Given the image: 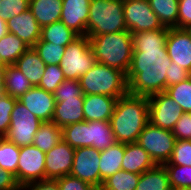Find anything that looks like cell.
<instances>
[{"instance_id": "obj_18", "label": "cell", "mask_w": 191, "mask_h": 190, "mask_svg": "<svg viewBox=\"0 0 191 190\" xmlns=\"http://www.w3.org/2000/svg\"><path fill=\"white\" fill-rule=\"evenodd\" d=\"M116 100L106 95H84V121H110Z\"/></svg>"}, {"instance_id": "obj_17", "label": "cell", "mask_w": 191, "mask_h": 190, "mask_svg": "<svg viewBox=\"0 0 191 190\" xmlns=\"http://www.w3.org/2000/svg\"><path fill=\"white\" fill-rule=\"evenodd\" d=\"M9 33L15 34L22 39L29 47H33L40 39L41 26L31 11H27L14 16L6 22Z\"/></svg>"}, {"instance_id": "obj_33", "label": "cell", "mask_w": 191, "mask_h": 190, "mask_svg": "<svg viewBox=\"0 0 191 190\" xmlns=\"http://www.w3.org/2000/svg\"><path fill=\"white\" fill-rule=\"evenodd\" d=\"M19 153L20 147L4 138L0 142V168L15 175L20 157Z\"/></svg>"}, {"instance_id": "obj_29", "label": "cell", "mask_w": 191, "mask_h": 190, "mask_svg": "<svg viewBox=\"0 0 191 190\" xmlns=\"http://www.w3.org/2000/svg\"><path fill=\"white\" fill-rule=\"evenodd\" d=\"M78 35L69 29L61 20L41 28L40 40L60 46H67Z\"/></svg>"}, {"instance_id": "obj_36", "label": "cell", "mask_w": 191, "mask_h": 190, "mask_svg": "<svg viewBox=\"0 0 191 190\" xmlns=\"http://www.w3.org/2000/svg\"><path fill=\"white\" fill-rule=\"evenodd\" d=\"M173 190L191 188V166L163 165Z\"/></svg>"}, {"instance_id": "obj_5", "label": "cell", "mask_w": 191, "mask_h": 190, "mask_svg": "<svg viewBox=\"0 0 191 190\" xmlns=\"http://www.w3.org/2000/svg\"><path fill=\"white\" fill-rule=\"evenodd\" d=\"M123 2L124 0H91L86 36L127 31Z\"/></svg>"}, {"instance_id": "obj_37", "label": "cell", "mask_w": 191, "mask_h": 190, "mask_svg": "<svg viewBox=\"0 0 191 190\" xmlns=\"http://www.w3.org/2000/svg\"><path fill=\"white\" fill-rule=\"evenodd\" d=\"M60 65H46L45 71L38 87L54 93L56 88L65 80Z\"/></svg>"}, {"instance_id": "obj_15", "label": "cell", "mask_w": 191, "mask_h": 190, "mask_svg": "<svg viewBox=\"0 0 191 190\" xmlns=\"http://www.w3.org/2000/svg\"><path fill=\"white\" fill-rule=\"evenodd\" d=\"M18 101L40 121H52L55 109V98L53 93L45 91L38 86H33L23 94Z\"/></svg>"}, {"instance_id": "obj_12", "label": "cell", "mask_w": 191, "mask_h": 190, "mask_svg": "<svg viewBox=\"0 0 191 190\" xmlns=\"http://www.w3.org/2000/svg\"><path fill=\"white\" fill-rule=\"evenodd\" d=\"M149 122L154 126L172 131L183 114L180 106L165 92L148 97Z\"/></svg>"}, {"instance_id": "obj_21", "label": "cell", "mask_w": 191, "mask_h": 190, "mask_svg": "<svg viewBox=\"0 0 191 190\" xmlns=\"http://www.w3.org/2000/svg\"><path fill=\"white\" fill-rule=\"evenodd\" d=\"M14 65L31 82L33 86L39 85L46 65L33 47H29L16 60Z\"/></svg>"}, {"instance_id": "obj_4", "label": "cell", "mask_w": 191, "mask_h": 190, "mask_svg": "<svg viewBox=\"0 0 191 190\" xmlns=\"http://www.w3.org/2000/svg\"><path fill=\"white\" fill-rule=\"evenodd\" d=\"M84 95L120 98L128 93L126 74L102 63L96 64L79 79Z\"/></svg>"}, {"instance_id": "obj_40", "label": "cell", "mask_w": 191, "mask_h": 190, "mask_svg": "<svg viewBox=\"0 0 191 190\" xmlns=\"http://www.w3.org/2000/svg\"><path fill=\"white\" fill-rule=\"evenodd\" d=\"M55 101H63V98H84L80 82L78 80L65 79L53 93Z\"/></svg>"}, {"instance_id": "obj_11", "label": "cell", "mask_w": 191, "mask_h": 190, "mask_svg": "<svg viewBox=\"0 0 191 190\" xmlns=\"http://www.w3.org/2000/svg\"><path fill=\"white\" fill-rule=\"evenodd\" d=\"M100 152L93 147L76 148L70 175L100 189L103 184L99 170Z\"/></svg>"}, {"instance_id": "obj_44", "label": "cell", "mask_w": 191, "mask_h": 190, "mask_svg": "<svg viewBox=\"0 0 191 190\" xmlns=\"http://www.w3.org/2000/svg\"><path fill=\"white\" fill-rule=\"evenodd\" d=\"M167 69L168 75L166 77V88L182 81H186L191 77L190 72L186 71L183 67L177 65L175 62H172Z\"/></svg>"}, {"instance_id": "obj_13", "label": "cell", "mask_w": 191, "mask_h": 190, "mask_svg": "<svg viewBox=\"0 0 191 190\" xmlns=\"http://www.w3.org/2000/svg\"><path fill=\"white\" fill-rule=\"evenodd\" d=\"M167 54L172 62L191 73V32L186 28H169Z\"/></svg>"}, {"instance_id": "obj_2", "label": "cell", "mask_w": 191, "mask_h": 190, "mask_svg": "<svg viewBox=\"0 0 191 190\" xmlns=\"http://www.w3.org/2000/svg\"><path fill=\"white\" fill-rule=\"evenodd\" d=\"M148 122L149 100L147 96L127 93L116 100L110 124L117 142H137Z\"/></svg>"}, {"instance_id": "obj_23", "label": "cell", "mask_w": 191, "mask_h": 190, "mask_svg": "<svg viewBox=\"0 0 191 190\" xmlns=\"http://www.w3.org/2000/svg\"><path fill=\"white\" fill-rule=\"evenodd\" d=\"M125 153V143L116 142L100 152V178L102 181L122 170V161Z\"/></svg>"}, {"instance_id": "obj_30", "label": "cell", "mask_w": 191, "mask_h": 190, "mask_svg": "<svg viewBox=\"0 0 191 190\" xmlns=\"http://www.w3.org/2000/svg\"><path fill=\"white\" fill-rule=\"evenodd\" d=\"M29 48L22 39L13 33H7L0 39V56L6 65L15 64L16 60Z\"/></svg>"}, {"instance_id": "obj_26", "label": "cell", "mask_w": 191, "mask_h": 190, "mask_svg": "<svg viewBox=\"0 0 191 190\" xmlns=\"http://www.w3.org/2000/svg\"><path fill=\"white\" fill-rule=\"evenodd\" d=\"M32 87L33 85L31 82L14 64L7 65L5 69L4 93L10 95L13 98L19 99Z\"/></svg>"}, {"instance_id": "obj_51", "label": "cell", "mask_w": 191, "mask_h": 190, "mask_svg": "<svg viewBox=\"0 0 191 190\" xmlns=\"http://www.w3.org/2000/svg\"><path fill=\"white\" fill-rule=\"evenodd\" d=\"M0 64H5L2 59H1V56H0Z\"/></svg>"}, {"instance_id": "obj_49", "label": "cell", "mask_w": 191, "mask_h": 190, "mask_svg": "<svg viewBox=\"0 0 191 190\" xmlns=\"http://www.w3.org/2000/svg\"><path fill=\"white\" fill-rule=\"evenodd\" d=\"M8 28L6 22L0 18V39L8 33Z\"/></svg>"}, {"instance_id": "obj_8", "label": "cell", "mask_w": 191, "mask_h": 190, "mask_svg": "<svg viewBox=\"0 0 191 190\" xmlns=\"http://www.w3.org/2000/svg\"><path fill=\"white\" fill-rule=\"evenodd\" d=\"M41 123L42 121L17 100L11 112V123L4 138L18 147L33 145L35 134Z\"/></svg>"}, {"instance_id": "obj_50", "label": "cell", "mask_w": 191, "mask_h": 190, "mask_svg": "<svg viewBox=\"0 0 191 190\" xmlns=\"http://www.w3.org/2000/svg\"><path fill=\"white\" fill-rule=\"evenodd\" d=\"M4 139V135L0 133V142Z\"/></svg>"}, {"instance_id": "obj_34", "label": "cell", "mask_w": 191, "mask_h": 190, "mask_svg": "<svg viewBox=\"0 0 191 190\" xmlns=\"http://www.w3.org/2000/svg\"><path fill=\"white\" fill-rule=\"evenodd\" d=\"M165 93L180 106L183 112H191V77L167 87Z\"/></svg>"}, {"instance_id": "obj_19", "label": "cell", "mask_w": 191, "mask_h": 190, "mask_svg": "<svg viewBox=\"0 0 191 190\" xmlns=\"http://www.w3.org/2000/svg\"><path fill=\"white\" fill-rule=\"evenodd\" d=\"M84 98H63V101H55V109L52 121L59 127L84 121Z\"/></svg>"}, {"instance_id": "obj_6", "label": "cell", "mask_w": 191, "mask_h": 190, "mask_svg": "<svg viewBox=\"0 0 191 190\" xmlns=\"http://www.w3.org/2000/svg\"><path fill=\"white\" fill-rule=\"evenodd\" d=\"M96 58L90 48L89 38L78 36L66 46L60 67L64 77L70 80H78L88 72L95 64Z\"/></svg>"}, {"instance_id": "obj_32", "label": "cell", "mask_w": 191, "mask_h": 190, "mask_svg": "<svg viewBox=\"0 0 191 190\" xmlns=\"http://www.w3.org/2000/svg\"><path fill=\"white\" fill-rule=\"evenodd\" d=\"M140 179V175L119 170L103 181L100 190H135Z\"/></svg>"}, {"instance_id": "obj_52", "label": "cell", "mask_w": 191, "mask_h": 190, "mask_svg": "<svg viewBox=\"0 0 191 190\" xmlns=\"http://www.w3.org/2000/svg\"><path fill=\"white\" fill-rule=\"evenodd\" d=\"M180 190H191V188H183V189H180Z\"/></svg>"}, {"instance_id": "obj_10", "label": "cell", "mask_w": 191, "mask_h": 190, "mask_svg": "<svg viewBox=\"0 0 191 190\" xmlns=\"http://www.w3.org/2000/svg\"><path fill=\"white\" fill-rule=\"evenodd\" d=\"M17 173L14 175L20 187L45 179V152L34 145L20 147Z\"/></svg>"}, {"instance_id": "obj_39", "label": "cell", "mask_w": 191, "mask_h": 190, "mask_svg": "<svg viewBox=\"0 0 191 190\" xmlns=\"http://www.w3.org/2000/svg\"><path fill=\"white\" fill-rule=\"evenodd\" d=\"M30 0H2L0 3V18L5 22L29 9Z\"/></svg>"}, {"instance_id": "obj_46", "label": "cell", "mask_w": 191, "mask_h": 190, "mask_svg": "<svg viewBox=\"0 0 191 190\" xmlns=\"http://www.w3.org/2000/svg\"><path fill=\"white\" fill-rule=\"evenodd\" d=\"M21 190H59L56 179H44L28 183Z\"/></svg>"}, {"instance_id": "obj_27", "label": "cell", "mask_w": 191, "mask_h": 190, "mask_svg": "<svg viewBox=\"0 0 191 190\" xmlns=\"http://www.w3.org/2000/svg\"><path fill=\"white\" fill-rule=\"evenodd\" d=\"M62 140V128L53 121L42 122L35 134L33 145L43 152L50 151Z\"/></svg>"}, {"instance_id": "obj_22", "label": "cell", "mask_w": 191, "mask_h": 190, "mask_svg": "<svg viewBox=\"0 0 191 190\" xmlns=\"http://www.w3.org/2000/svg\"><path fill=\"white\" fill-rule=\"evenodd\" d=\"M62 2V0H30L29 10L43 27L60 21Z\"/></svg>"}, {"instance_id": "obj_43", "label": "cell", "mask_w": 191, "mask_h": 190, "mask_svg": "<svg viewBox=\"0 0 191 190\" xmlns=\"http://www.w3.org/2000/svg\"><path fill=\"white\" fill-rule=\"evenodd\" d=\"M59 190H96L89 183L75 178L71 175H66L56 179Z\"/></svg>"}, {"instance_id": "obj_41", "label": "cell", "mask_w": 191, "mask_h": 190, "mask_svg": "<svg viewBox=\"0 0 191 190\" xmlns=\"http://www.w3.org/2000/svg\"><path fill=\"white\" fill-rule=\"evenodd\" d=\"M18 99L6 93L0 95V133L5 135L11 123V112Z\"/></svg>"}, {"instance_id": "obj_20", "label": "cell", "mask_w": 191, "mask_h": 190, "mask_svg": "<svg viewBox=\"0 0 191 190\" xmlns=\"http://www.w3.org/2000/svg\"><path fill=\"white\" fill-rule=\"evenodd\" d=\"M155 166L150 155L137 142L125 143L122 170L140 175Z\"/></svg>"}, {"instance_id": "obj_38", "label": "cell", "mask_w": 191, "mask_h": 190, "mask_svg": "<svg viewBox=\"0 0 191 190\" xmlns=\"http://www.w3.org/2000/svg\"><path fill=\"white\" fill-rule=\"evenodd\" d=\"M163 165L191 166V140H176L170 160Z\"/></svg>"}, {"instance_id": "obj_7", "label": "cell", "mask_w": 191, "mask_h": 190, "mask_svg": "<svg viewBox=\"0 0 191 190\" xmlns=\"http://www.w3.org/2000/svg\"><path fill=\"white\" fill-rule=\"evenodd\" d=\"M175 142L172 131L154 126L150 122L145 125L137 140L156 165H163L170 160Z\"/></svg>"}, {"instance_id": "obj_24", "label": "cell", "mask_w": 191, "mask_h": 190, "mask_svg": "<svg viewBox=\"0 0 191 190\" xmlns=\"http://www.w3.org/2000/svg\"><path fill=\"white\" fill-rule=\"evenodd\" d=\"M116 142L110 121H89V147L103 151Z\"/></svg>"}, {"instance_id": "obj_48", "label": "cell", "mask_w": 191, "mask_h": 190, "mask_svg": "<svg viewBox=\"0 0 191 190\" xmlns=\"http://www.w3.org/2000/svg\"><path fill=\"white\" fill-rule=\"evenodd\" d=\"M6 64H0V95L4 92Z\"/></svg>"}, {"instance_id": "obj_16", "label": "cell", "mask_w": 191, "mask_h": 190, "mask_svg": "<svg viewBox=\"0 0 191 190\" xmlns=\"http://www.w3.org/2000/svg\"><path fill=\"white\" fill-rule=\"evenodd\" d=\"M60 20L78 36L86 35L91 0H62Z\"/></svg>"}, {"instance_id": "obj_35", "label": "cell", "mask_w": 191, "mask_h": 190, "mask_svg": "<svg viewBox=\"0 0 191 190\" xmlns=\"http://www.w3.org/2000/svg\"><path fill=\"white\" fill-rule=\"evenodd\" d=\"M33 48L44 61L45 65H59L66 46H58L51 42H45L39 39Z\"/></svg>"}, {"instance_id": "obj_9", "label": "cell", "mask_w": 191, "mask_h": 190, "mask_svg": "<svg viewBox=\"0 0 191 190\" xmlns=\"http://www.w3.org/2000/svg\"><path fill=\"white\" fill-rule=\"evenodd\" d=\"M123 14L127 30L131 33L164 28L148 0H124Z\"/></svg>"}, {"instance_id": "obj_42", "label": "cell", "mask_w": 191, "mask_h": 190, "mask_svg": "<svg viewBox=\"0 0 191 190\" xmlns=\"http://www.w3.org/2000/svg\"><path fill=\"white\" fill-rule=\"evenodd\" d=\"M172 133L176 140H191V112H183Z\"/></svg>"}, {"instance_id": "obj_28", "label": "cell", "mask_w": 191, "mask_h": 190, "mask_svg": "<svg viewBox=\"0 0 191 190\" xmlns=\"http://www.w3.org/2000/svg\"><path fill=\"white\" fill-rule=\"evenodd\" d=\"M163 27L178 28L179 0H148Z\"/></svg>"}, {"instance_id": "obj_14", "label": "cell", "mask_w": 191, "mask_h": 190, "mask_svg": "<svg viewBox=\"0 0 191 190\" xmlns=\"http://www.w3.org/2000/svg\"><path fill=\"white\" fill-rule=\"evenodd\" d=\"M75 149L63 139L46 152L45 179H57L70 175Z\"/></svg>"}, {"instance_id": "obj_45", "label": "cell", "mask_w": 191, "mask_h": 190, "mask_svg": "<svg viewBox=\"0 0 191 190\" xmlns=\"http://www.w3.org/2000/svg\"><path fill=\"white\" fill-rule=\"evenodd\" d=\"M191 27V0H179L178 28Z\"/></svg>"}, {"instance_id": "obj_47", "label": "cell", "mask_w": 191, "mask_h": 190, "mask_svg": "<svg viewBox=\"0 0 191 190\" xmlns=\"http://www.w3.org/2000/svg\"><path fill=\"white\" fill-rule=\"evenodd\" d=\"M0 190H21V187L17 183L15 176L0 168Z\"/></svg>"}, {"instance_id": "obj_3", "label": "cell", "mask_w": 191, "mask_h": 190, "mask_svg": "<svg viewBox=\"0 0 191 190\" xmlns=\"http://www.w3.org/2000/svg\"><path fill=\"white\" fill-rule=\"evenodd\" d=\"M87 37L93 56L98 63L127 74L133 55L132 33L130 31Z\"/></svg>"}, {"instance_id": "obj_25", "label": "cell", "mask_w": 191, "mask_h": 190, "mask_svg": "<svg viewBox=\"0 0 191 190\" xmlns=\"http://www.w3.org/2000/svg\"><path fill=\"white\" fill-rule=\"evenodd\" d=\"M135 190H173L168 173L163 165L140 174V179Z\"/></svg>"}, {"instance_id": "obj_31", "label": "cell", "mask_w": 191, "mask_h": 190, "mask_svg": "<svg viewBox=\"0 0 191 190\" xmlns=\"http://www.w3.org/2000/svg\"><path fill=\"white\" fill-rule=\"evenodd\" d=\"M62 139L74 149L89 147V121L73 123L63 127Z\"/></svg>"}, {"instance_id": "obj_1", "label": "cell", "mask_w": 191, "mask_h": 190, "mask_svg": "<svg viewBox=\"0 0 191 190\" xmlns=\"http://www.w3.org/2000/svg\"><path fill=\"white\" fill-rule=\"evenodd\" d=\"M169 28L132 33L133 55L126 74L128 93L151 96L165 92L168 67L172 61L167 54Z\"/></svg>"}]
</instances>
